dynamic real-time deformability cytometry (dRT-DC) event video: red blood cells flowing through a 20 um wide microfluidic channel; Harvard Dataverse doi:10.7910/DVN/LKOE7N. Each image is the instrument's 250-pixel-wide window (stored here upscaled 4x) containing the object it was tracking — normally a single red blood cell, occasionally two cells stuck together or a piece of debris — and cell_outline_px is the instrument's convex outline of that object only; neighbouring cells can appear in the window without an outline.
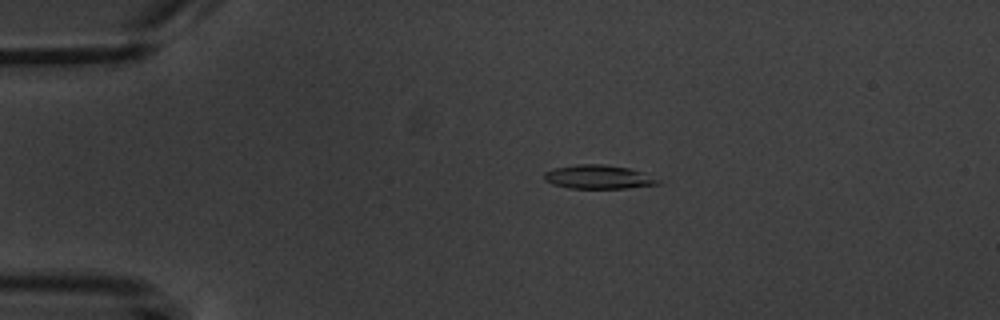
{"species": "common noctule bat (a hibernating species)", "species_latin": "Nyctalus noctula", "temperature_condition": "warm", "stored_images_in_passage": 2, "camera_frame_rate_fps": 3000, "um_per_image_px": 0.085, "animal": {"sex": "male", "body_mass_g": 20.1, "forearm_length_mm": 53.5}, "frame": {"image": 1, "passage_image": 1, "time_ms": 0.0, "image_size_px": [1000, 320], "cell_outline_px": [[660, 184], [628, 188], [568, 188], [552, 184], [544, 180], [544, 172], [556, 168], [576, 164], [604, 164], [628, 168], [644, 172], [660, 180]], "centroid_in_image_um": [50.88, 15.04], "position_along_channel_um": 34.1, "area_um2": 15.84}}